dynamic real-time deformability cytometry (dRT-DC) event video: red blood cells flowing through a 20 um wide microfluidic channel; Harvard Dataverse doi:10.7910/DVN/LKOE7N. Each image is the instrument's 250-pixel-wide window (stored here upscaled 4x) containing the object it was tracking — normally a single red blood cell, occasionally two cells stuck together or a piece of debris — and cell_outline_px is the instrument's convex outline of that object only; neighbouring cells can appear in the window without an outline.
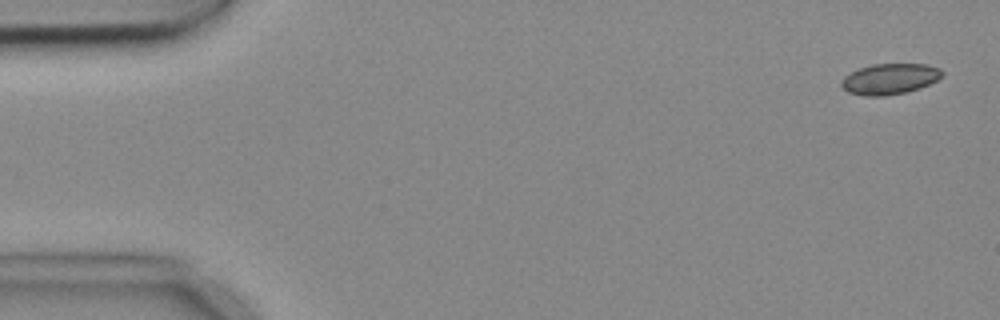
{"species": "common noctule bat (a hibernating species)", "species_latin": "Nyctalus noctula", "temperature_condition": "cold", "stored_images_in_passage": 4, "camera_frame_rate_fps": 3000, "um_per_image_px": 0.085, "animal": {"sex": "female", "body_mass_g": 18.4}, "frame": {"image": 1, "passage_image": 1, "time_ms": 0.0, "image_size_px": [1000, 320], "cell_outline_px": [[944, 72], [936, 80], [920, 88], [908, 92], [884, 96], [864, 96], [848, 92], [840, 84], [840, 80], [844, 76], [860, 68], [872, 64], [924, 64], [940, 68]], "centroid_in_image_um": [75.61, 6.71], "position_along_channel_um": 9.4, "area_um2": 18.03}}
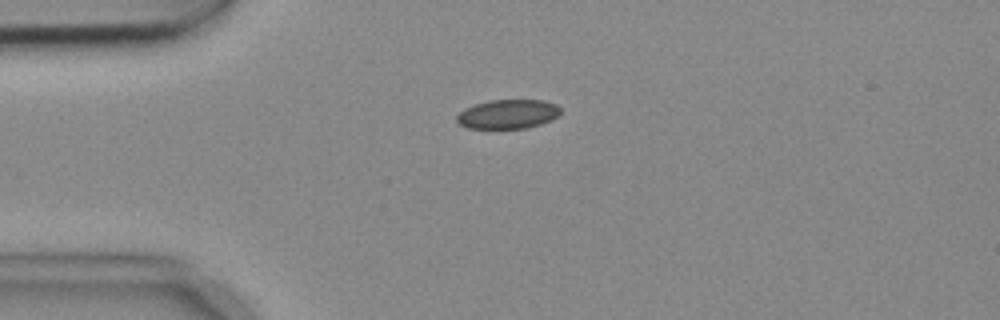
{"frame": {"image": 2, "passage_image": 4, "time_ms": 1.0, "image_size_px": [1000, 320], "cell_outline_px": [[560, 112], [552, 120], [540, 124], [524, 128], [468, 128], [460, 124], [456, 120], [456, 116], [464, 108], [488, 100], [544, 100], [556, 104], [560, 108]], "centroid_in_image_um": [43.16, 9.69], "position_along_channel_um": 41.8, "area_um2": 17.57}}